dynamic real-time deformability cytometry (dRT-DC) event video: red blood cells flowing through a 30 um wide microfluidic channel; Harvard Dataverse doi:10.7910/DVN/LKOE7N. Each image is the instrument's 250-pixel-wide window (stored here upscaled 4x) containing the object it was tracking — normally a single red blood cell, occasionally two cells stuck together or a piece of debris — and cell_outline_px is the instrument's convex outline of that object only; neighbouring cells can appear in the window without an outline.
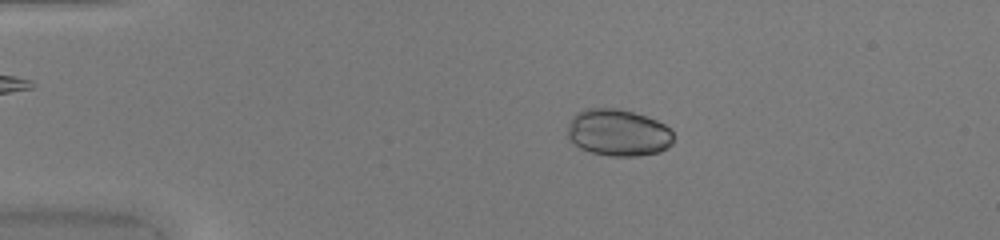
{"species": "common noctule bat (a hibernating species)", "species_latin": "Nyctalus noctula", "temperature_condition": "warm", "stored_images_in_passage": 50, "camera_frame_rate_fps": 3000, "um_per_image_px": 0.085, "animal": {"sex": "female", "body_mass_g": 20.0, "forearm_length_mm": 54.0}, "frame": {"image": 1, "passage_image": 11, "time_ms": 3.333, "image_size_px": [1000, 240], "cell_outline_px": [[672, 144], [668, 148], [660, 152], [640, 156], [608, 156], [592, 152], [580, 148], [572, 144], [568, 140], [568, 124], [572, 116], [576, 112], [588, 108], [616, 108], [632, 112], [656, 120], [664, 124], [672, 132]], "centroid_in_image_um": [52.51, 11.29], "position_along_channel_um": 32.5, "area_um2": 29.13}}
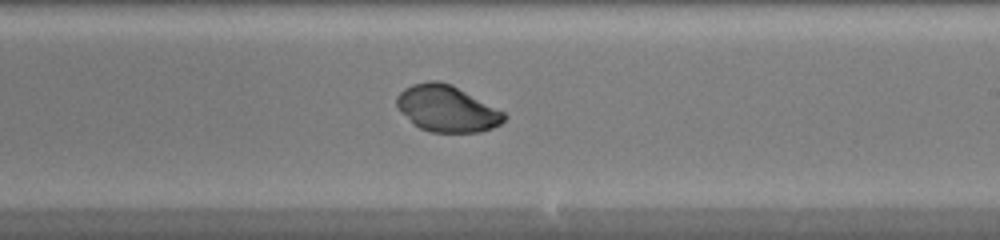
{"frame": {"image": 2, "passage_image": 31, "time_ms": 10.0, "image_size_px": [1000, 240], "cell_outline_px": [[508, 116], [500, 124], [492, 128], [480, 132], [432, 132], [420, 128], [412, 124], [400, 112], [396, 104], [396, 96], [404, 88], [412, 84], [428, 80], [440, 80], [452, 84], [504, 112]], "centroid_in_image_um": [37.95, 9.22], "position_along_channel_um": 251.0, "area_um2": 29.25}}
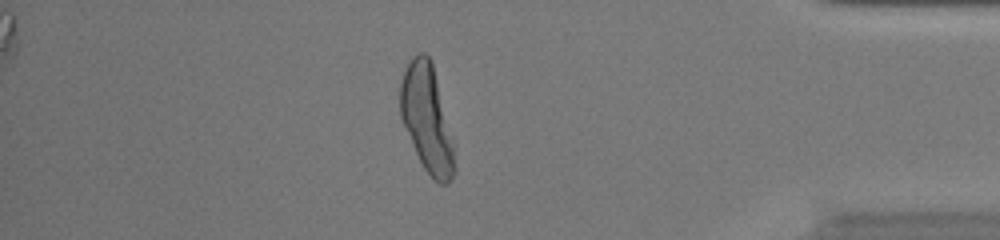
{"frame": {"image": 3, "passage_image": 44, "time_ms": 14.333, "image_size_px": [1000, 240], "cell_outline_px": [[456, 172], [452, 180], [448, 184], [440, 184], [432, 180], [424, 168], [412, 144], [400, 116], [400, 84], [404, 72], [412, 56], [420, 52], [424, 52], [432, 60], [452, 136], [456, 168]], "centroid_in_image_um": [36.31, 10.12], "position_along_channel_um": 398.9, "area_um2": 33.99}, "authors_computed_cell_mechanics": {"area_um2": 29.6803, "velocity_mm_per_s": 4.1626, "shape_relaxation_time_tau1_ms": 1.0696, "shape_relaxation_time_tau2_ms": null, "deformation_change_tau1": 0.0455, "deformation_change_tau2": null}}